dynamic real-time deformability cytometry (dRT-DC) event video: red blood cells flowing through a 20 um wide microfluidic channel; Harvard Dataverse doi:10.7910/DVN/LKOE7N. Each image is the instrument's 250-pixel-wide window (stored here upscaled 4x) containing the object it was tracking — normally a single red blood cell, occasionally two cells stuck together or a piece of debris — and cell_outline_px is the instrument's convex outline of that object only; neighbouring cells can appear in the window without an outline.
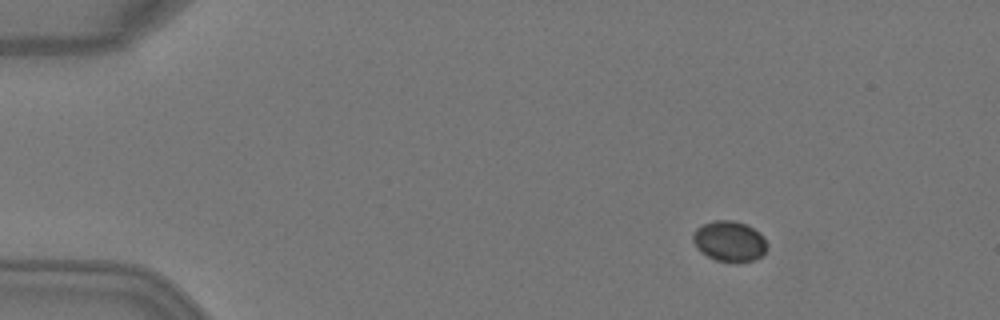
{"species": "Egyptian fruit bat (a non-hibernating species)", "species_latin": "Rousettus aegyptiacus", "temperature_condition": "warm", "stored_images_in_passage": 5, "camera_frame_rate_fps": 3000, "um_per_image_px": 0.085, "animal": {"sex": "female"}, "frame": {"image": 1, "passage_image": 3, "time_ms": 0.667, "image_size_px": [1000, 320], "cell_outline_px": [[768, 248], [760, 256], [752, 260], [736, 264], [716, 260], [700, 252], [696, 248], [692, 240], [692, 232], [696, 228], [712, 220], [732, 220], [748, 224], [760, 232], [764, 236], [768, 244]], "centroid_in_image_um": [62.0, 20.51], "position_along_channel_um": 23.0, "area_um2": 18.03}}